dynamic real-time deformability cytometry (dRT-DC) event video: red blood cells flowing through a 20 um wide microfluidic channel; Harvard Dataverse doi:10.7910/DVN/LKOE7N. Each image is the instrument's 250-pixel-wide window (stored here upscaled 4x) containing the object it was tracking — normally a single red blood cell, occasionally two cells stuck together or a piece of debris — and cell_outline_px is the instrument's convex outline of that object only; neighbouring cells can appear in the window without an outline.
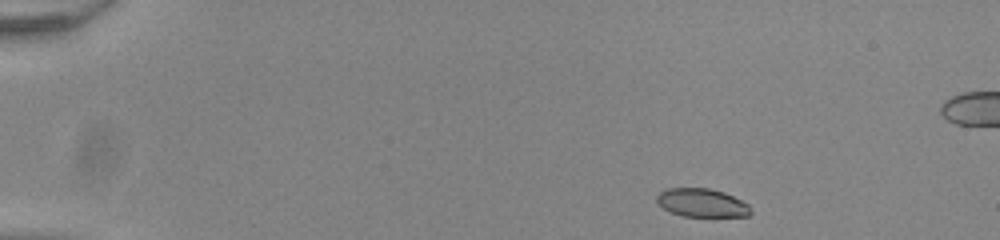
{"species": "common noctule bat (a hibernating species)", "species_latin": "Nyctalus noctula", "temperature_condition": "room temperature", "stored_images_in_passage": 47, "camera_frame_rate_fps": 3000, "um_per_image_px": 0.085, "animal": {"sex": "male", "body_mass_g": 20.0, "forearm_length_mm": 53.3}, "frame": {"image": 1, "passage_image": 1, "time_ms": 0.0, "image_size_px": [1000, 240], "cell_outline_px": [[752, 212], [748, 216], [680, 216], [664, 208], [656, 200], [656, 196], [664, 188], [708, 188], [724, 192], [748, 204]], "centroid_in_image_um": [59.65, 17.23], "position_along_channel_um": 25.4, "area_um2": 15.43}}
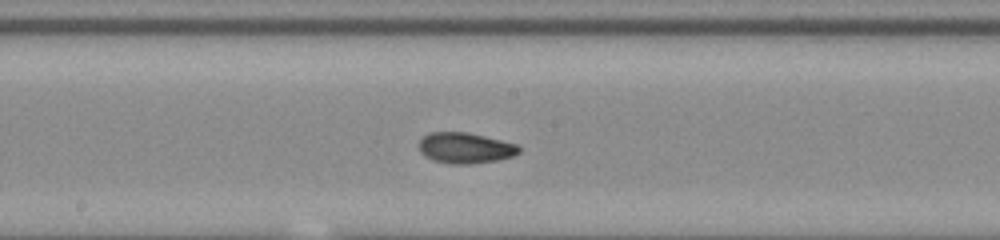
{"frame": {"image": 2, "passage_image": 23, "time_ms": 7.333, "image_size_px": [1000, 240], "cell_outline_px": [[520, 152], [512, 156], [496, 160], [472, 164], [452, 164], [432, 160], [424, 156], [420, 152], [416, 144], [428, 132], [468, 132], [516, 144], [520, 148]], "centroid_in_image_um": [39.48, 12.58], "position_along_channel_um": 208.7, "area_um2": 18.03}}
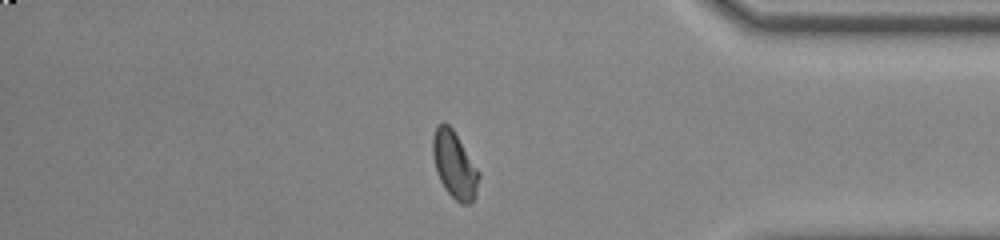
{"frame": {"image": 3, "passage_image": 39, "time_ms": 12.667, "image_size_px": [1000, 240], "cell_outline_px": [[480, 176], [476, 196], [472, 204], [460, 204], [444, 188], [436, 172], [432, 156], [432, 136], [436, 128], [440, 124], [448, 124], [452, 128], [480, 172]], "centroid_in_image_um": [38.64, 14.06], "position_along_channel_um": 396.6, "area_um2": 18.03}}